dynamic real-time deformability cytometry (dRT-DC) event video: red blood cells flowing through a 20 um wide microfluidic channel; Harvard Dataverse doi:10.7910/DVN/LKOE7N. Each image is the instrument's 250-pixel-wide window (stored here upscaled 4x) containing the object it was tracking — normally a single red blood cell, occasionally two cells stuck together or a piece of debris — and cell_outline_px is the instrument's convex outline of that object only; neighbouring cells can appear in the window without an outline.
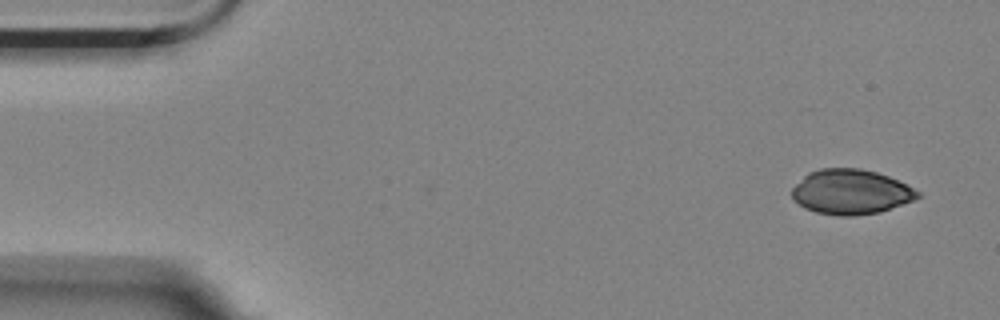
{"species": "Egyptian fruit bat (a non-hibernating species)", "species_latin": "Rousettus aegyptiacus", "temperature_condition": "room temperature", "stored_images_in_passage": 2, "camera_frame_rate_fps": 3000, "um_per_image_px": 0.085, "animal": {"sex": "female"}, "frame": {"image": 1, "passage_image": 2, "time_ms": 0.333, "image_size_px": [1000, 320], "cell_outline_px": [[920, 196], [912, 200], [880, 212], [852, 216], [840, 216], [816, 212], [804, 208], [792, 196], [792, 188], [808, 172], [820, 168], [860, 168], [876, 172], [888, 176], [920, 192]], "centroid_in_image_um": [72.29, 16.31], "position_along_channel_um": 12.7, "area_um2": 32.54}}